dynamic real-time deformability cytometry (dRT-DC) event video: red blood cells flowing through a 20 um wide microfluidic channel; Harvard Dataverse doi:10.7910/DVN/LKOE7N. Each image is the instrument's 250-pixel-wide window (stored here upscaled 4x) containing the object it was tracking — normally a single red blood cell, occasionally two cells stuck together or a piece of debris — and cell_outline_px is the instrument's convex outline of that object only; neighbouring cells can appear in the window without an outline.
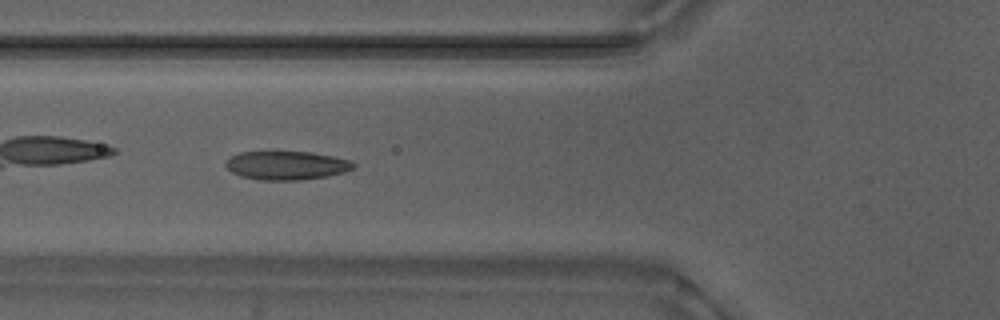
{"species": "Egyptian fruit bat (a non-hibernating species)", "species_latin": "Rousettus aegyptiacus", "temperature_condition": "warm", "stored_images_in_passage": 39, "camera_frame_rate_fps": 3000, "um_per_image_px": 0.085, "animal": {"sex": "male"}, "frame": {"image": 1, "passage_image": 6, "time_ms": 1.667, "image_size_px": [1000, 320], "cell_outline_px": [[356, 164], [352, 168], [344, 172], [328, 176], [300, 180], [260, 180], [240, 176], [232, 172], [224, 164], [232, 156], [240, 152], [312, 152], [352, 160]], "centroid_in_image_um": [24.38, 14.06], "position_along_channel_um": 101.4, "area_um2": 21.27}, "authors_computed_cell_mechanics": {"area_um2": 20.7502, "velocity_mm_per_s": 3.8771, "shape_relaxation_time_tau1_ms": 7.0372, "shape_relaxation_time_tau2_ms": 1.2871, "deformation_change_tau1": 0.2051, "deformation_change_tau2": 0.0739}}